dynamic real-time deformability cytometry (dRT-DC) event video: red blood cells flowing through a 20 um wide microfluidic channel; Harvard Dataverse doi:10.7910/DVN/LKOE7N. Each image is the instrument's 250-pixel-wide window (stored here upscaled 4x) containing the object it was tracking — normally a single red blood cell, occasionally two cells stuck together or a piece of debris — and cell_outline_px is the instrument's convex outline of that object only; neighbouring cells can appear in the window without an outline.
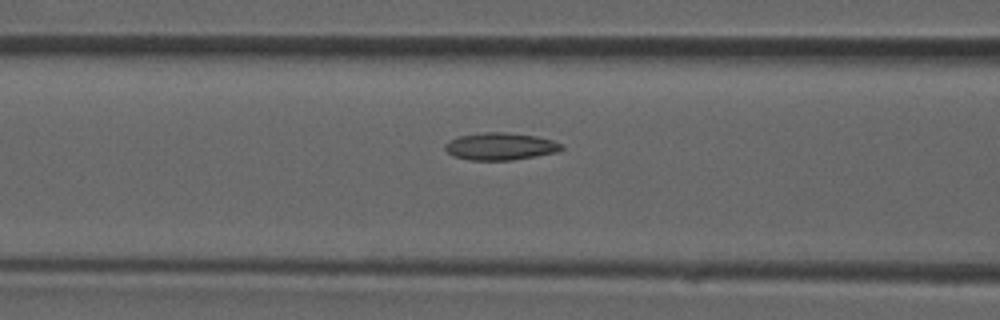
{"species": "common noctule bat (a hibernating species)", "species_latin": "Nyctalus noctula", "temperature_condition": "room temperature", "stored_images_in_passage": 18, "camera_frame_rate_fps": 3000, "um_per_image_px": 0.085, "animal": {"sex": "male", "forearm_length_mm": 52.5}, "frame": {"image": 1, "passage_image": 17, "time_ms": 5.333, "image_size_px": [1000, 320], "cell_outline_px": [[564, 148], [560, 152], [512, 160], [472, 160], [452, 156], [444, 148], [444, 144], [448, 140], [460, 136], [484, 132], [504, 132], [536, 136], [552, 140], [564, 144]], "centroid_in_image_um": [42.55, 12.44], "position_along_channel_um": 124.0, "area_um2": 18.67}}